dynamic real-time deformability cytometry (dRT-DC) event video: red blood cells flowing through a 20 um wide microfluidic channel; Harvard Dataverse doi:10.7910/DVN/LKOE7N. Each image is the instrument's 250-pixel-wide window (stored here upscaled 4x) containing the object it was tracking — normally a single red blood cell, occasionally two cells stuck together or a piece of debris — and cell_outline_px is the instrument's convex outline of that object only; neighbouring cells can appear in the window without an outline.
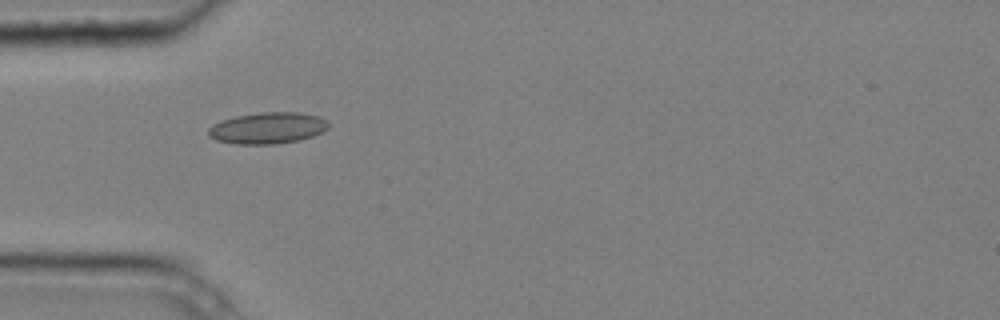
{"species": "common noctule bat (a hibernating species)", "species_latin": "Nyctalus noctula", "temperature_condition": "cold", "stored_images_in_passage": 5, "camera_frame_rate_fps": 3000, "um_per_image_px": 0.085, "animal": {"sex": "male", "body_mass_g": 20.4}, "frame": {"image": 1, "passage_image": 4, "time_ms": 1.0, "image_size_px": [1000, 320], "cell_outline_px": [[328, 128], [324, 132], [312, 136], [296, 140], [276, 144], [236, 144], [216, 140], [208, 136], [208, 128], [212, 124], [220, 120], [236, 116], [260, 112], [300, 112], [320, 116], [328, 120]], "centroid_in_image_um": [22.75, 10.87], "position_along_channel_um": 62.3, "area_um2": 22.2}}
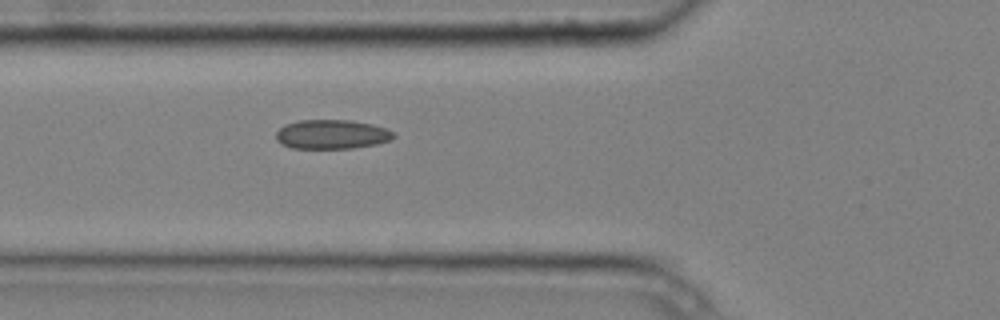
{"frame": {"image": 2, "passage_image": 5, "time_ms": 1.333, "image_size_px": [1000, 320], "cell_outline_px": [[396, 136], [392, 140], [376, 144], [352, 148], [292, 148], [276, 140], [276, 132], [284, 124], [300, 120], [348, 120], [372, 124], [384, 128], [392, 132]], "centroid_in_image_um": [28.2, 11.41], "position_along_channel_um": 97.6, "area_um2": 19.94}}